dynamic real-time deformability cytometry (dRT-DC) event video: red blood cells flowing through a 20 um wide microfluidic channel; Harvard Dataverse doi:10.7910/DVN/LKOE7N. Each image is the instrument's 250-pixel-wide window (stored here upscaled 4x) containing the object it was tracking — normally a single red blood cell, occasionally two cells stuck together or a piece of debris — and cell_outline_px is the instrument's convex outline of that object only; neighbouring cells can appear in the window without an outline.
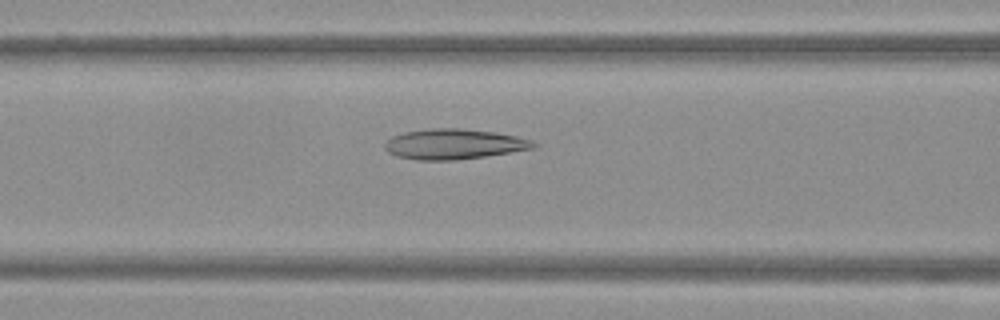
{"species": "Egyptian fruit bat (a non-hibernating species)", "species_latin": "Rousettus aegyptiacus", "temperature_condition": "warm", "stored_images_in_passage": 50, "camera_frame_rate_fps": 3000, "um_per_image_px": 0.085, "frame": {"image": 1, "passage_image": 21, "time_ms": 6.667, "image_size_px": [1000, 320], "cell_outline_px": [[540, 144], [536, 148], [484, 156], [456, 160], [416, 160], [396, 156], [388, 152], [384, 148], [384, 144], [392, 136], [404, 132], [428, 128], [464, 128], [496, 132], [516, 136], [532, 140]], "centroid_in_image_um": [38.6, 12.24], "position_along_channel_um": 128.0, "area_um2": 26.47}}
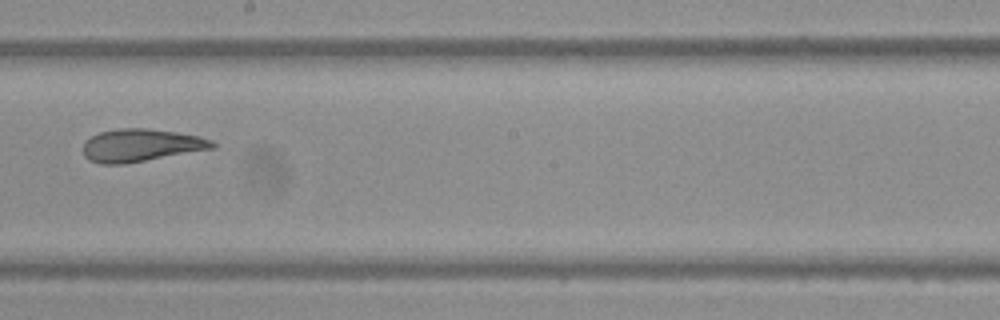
{"frame": {"image": 2, "passage_image": 29, "time_ms": 9.333, "image_size_px": [1000, 320], "cell_outline_px": [[216, 148], [124, 164], [100, 164], [88, 160], [84, 156], [84, 140], [100, 132], [120, 128], [148, 128], [176, 132], [200, 136], [212, 140], [216, 144]], "centroid_in_image_um": [11.99, 12.35], "position_along_channel_um": 236.2, "area_um2": 24.74}}
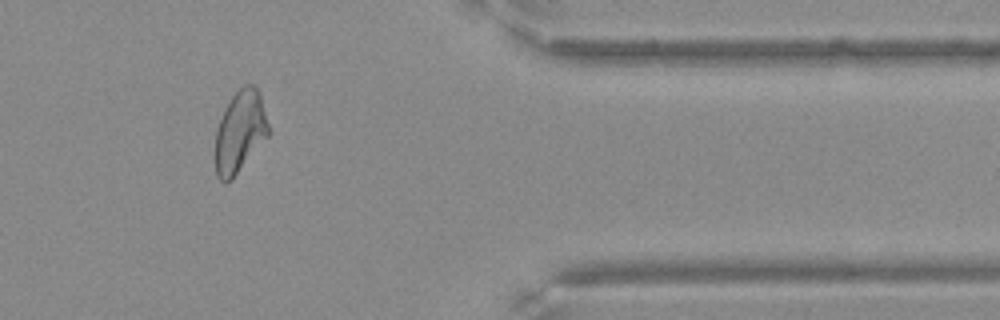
{"frame": {"image": 3, "passage_image": 42, "time_ms": 13.667, "image_size_px": [1000, 320], "cell_outline_px": [[272, 132], [232, 180], [220, 180], [216, 176], [216, 132], [224, 108], [232, 96], [244, 84], [256, 84], [260, 92]], "centroid_in_image_um": [20.45, 11.16], "position_along_channel_um": 390.9, "area_um2": 25.66}}